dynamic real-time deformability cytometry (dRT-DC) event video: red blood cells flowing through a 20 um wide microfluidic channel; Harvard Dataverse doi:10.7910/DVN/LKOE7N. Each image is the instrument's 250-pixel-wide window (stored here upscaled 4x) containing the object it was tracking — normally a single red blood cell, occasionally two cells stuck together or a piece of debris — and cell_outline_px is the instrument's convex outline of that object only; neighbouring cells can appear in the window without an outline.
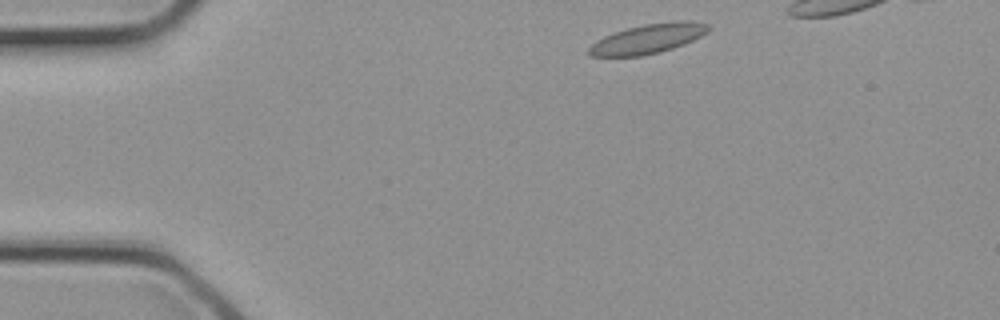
{"species": "common noctule bat (a hibernating species)", "species_latin": "Nyctalus noctula", "temperature_condition": "cold", "stored_images_in_passage": 23, "camera_frame_rate_fps": 3000, "um_per_image_px": 0.085, "animal": {"sex": "female", "body_mass_g": 21.9}, "frame": {"image": 1, "passage_image": 1, "time_ms": 0.0, "image_size_px": [1000, 320], "cell_outline_px": [[712, 28], [708, 32], [684, 44], [660, 52], [644, 56], [588, 56], [588, 48], [596, 40], [604, 36], [628, 28], [644, 24], [708, 24]], "centroid_in_image_um": [54.95, 3.36], "position_along_channel_um": 30.1, "area_um2": 19.54}}
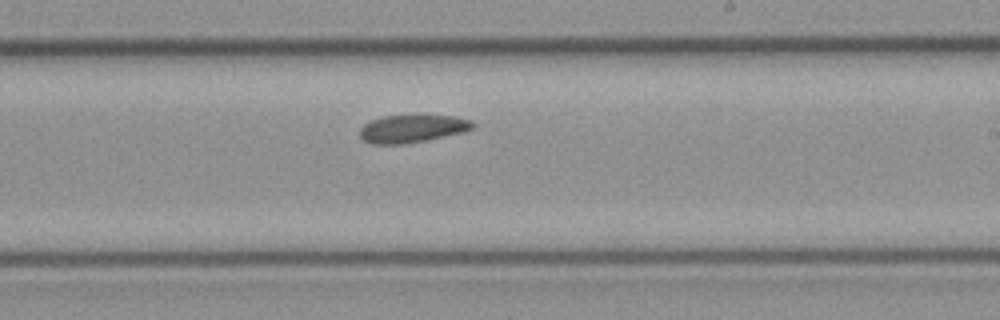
{"frame": {"image": 2, "passage_image": 14, "time_ms": 4.333, "image_size_px": [1000, 320], "cell_outline_px": [[476, 124], [472, 128], [464, 132], [404, 144], [372, 144], [364, 140], [360, 136], [360, 128], [364, 124], [372, 120], [384, 116], [452, 116], [472, 120]], "centroid_in_image_um": [35.04, 10.94], "position_along_channel_um": 254.0, "area_um2": 17.98}}
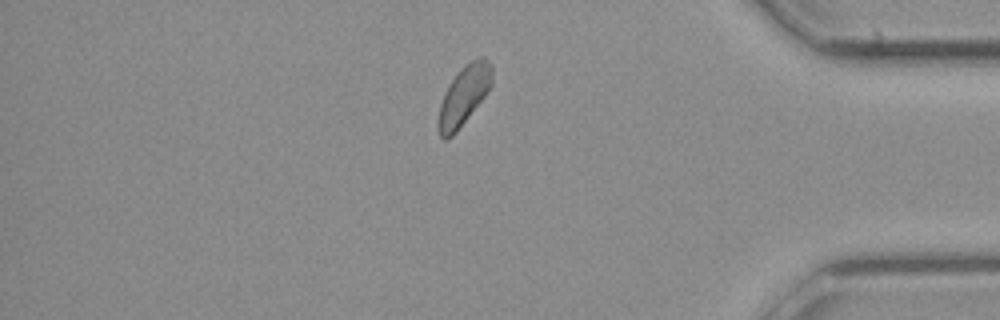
{"frame": {"image": 3, "passage_image": 22, "time_ms": 7.0, "image_size_px": [1000, 320], "cell_outline_px": [[492, 84], [484, 96], [456, 132], [452, 136], [444, 140], [440, 136], [436, 124], [440, 104], [444, 92], [456, 72], [464, 64], [480, 56], [484, 56], [492, 64]], "centroid_in_image_um": [39.41, 8.09], "position_along_channel_um": 395.8, "area_um2": 18.67}}